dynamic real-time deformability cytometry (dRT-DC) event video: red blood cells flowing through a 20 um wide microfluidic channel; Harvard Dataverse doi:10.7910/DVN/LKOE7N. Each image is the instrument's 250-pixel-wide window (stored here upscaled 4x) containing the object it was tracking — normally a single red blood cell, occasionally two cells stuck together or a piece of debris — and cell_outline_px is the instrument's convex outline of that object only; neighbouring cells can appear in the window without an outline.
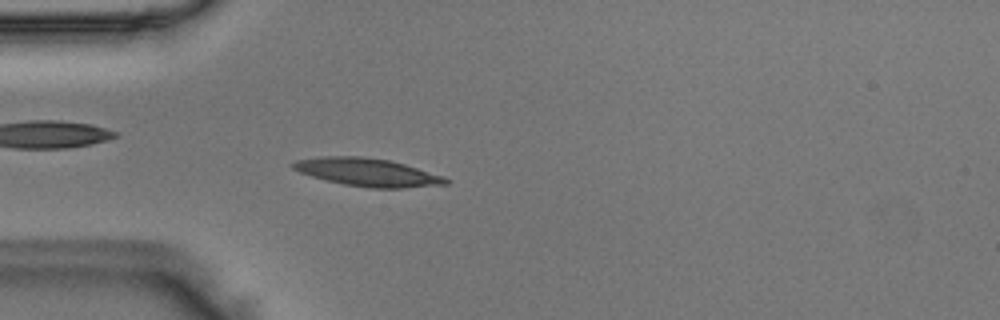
{"species": "Egyptian fruit bat (a non-hibernating species)", "species_latin": "Rousettus aegyptiacus", "temperature_condition": "room temperature", "stored_images_in_passage": 51, "camera_frame_rate_fps": 3000, "um_per_image_px": 0.085, "animal": {"sex": "male"}, "frame": {"image": 1, "passage_image": 14, "time_ms": 4.333, "image_size_px": [1000, 320], "cell_outline_px": [[452, 180], [448, 184], [404, 188], [368, 188], [344, 184], [324, 180], [300, 172], [292, 168], [288, 164], [296, 160], [324, 156], [360, 156], [388, 160], [404, 164], [444, 176]], "centroid_in_image_um": [31.24, 14.65], "position_along_channel_um": 53.8, "area_um2": 24.97}}
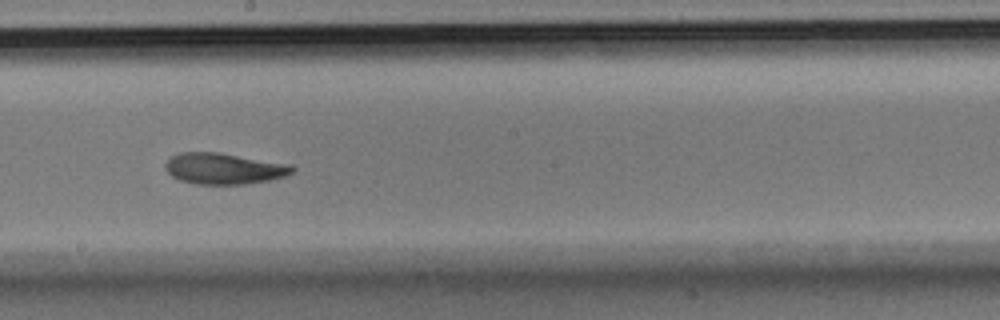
{"frame": {"image": 2, "passage_image": 28, "time_ms": 9.0, "image_size_px": [1000, 320], "cell_outline_px": [[296, 168], [292, 172], [284, 176], [272, 180], [244, 184], [196, 184], [180, 180], [172, 176], [164, 168], [164, 164], [172, 156], [180, 152], [220, 152], [292, 164]], "centroid_in_image_um": [19.06, 14.32], "position_along_channel_um": 229.1, "area_um2": 23.24}}
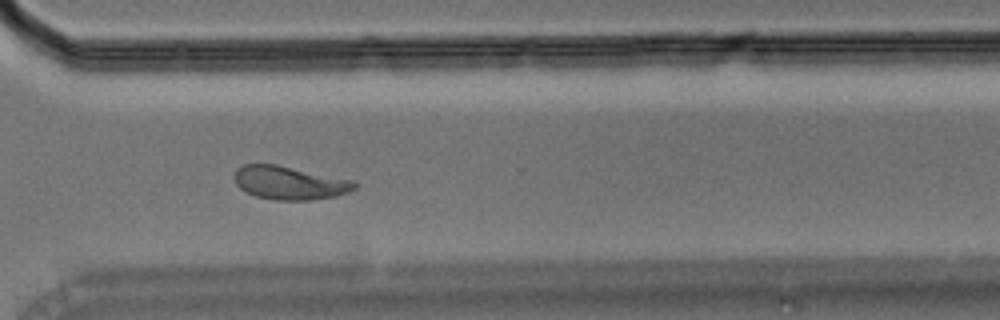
{"frame": {"image": 3, "passage_image": 37, "time_ms": 12.0, "image_size_px": [1000, 320], "cell_outline_px": [[356, 188], [348, 192], [336, 196], [308, 200], [272, 200], [256, 196], [240, 188], [236, 184], [232, 176], [236, 168], [244, 164], [276, 164], [352, 180], [356, 184]], "centroid_in_image_um": [24.56, 15.54], "position_along_channel_um": 346.0, "area_um2": 23.35}}